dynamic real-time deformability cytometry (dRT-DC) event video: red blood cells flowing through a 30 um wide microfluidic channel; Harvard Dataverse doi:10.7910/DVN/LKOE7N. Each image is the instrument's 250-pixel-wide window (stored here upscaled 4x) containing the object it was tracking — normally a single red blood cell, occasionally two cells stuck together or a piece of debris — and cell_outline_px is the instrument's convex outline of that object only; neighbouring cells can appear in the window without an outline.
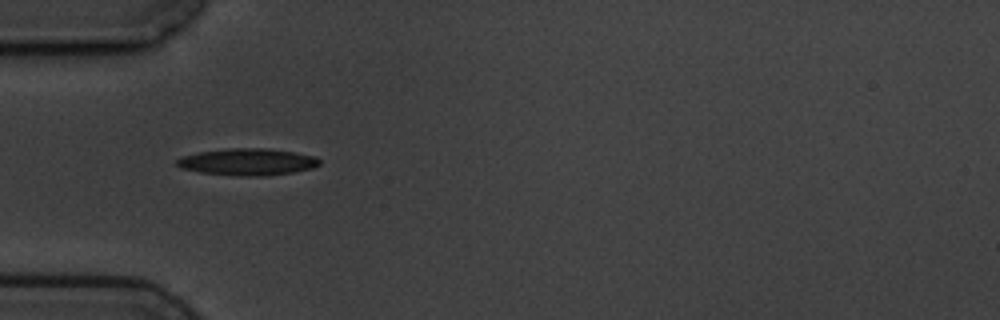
{"species": "common noctule bat (a hibernating species)", "species_latin": "Nyctalus noctula", "temperature_condition": "cold", "stored_images_in_passage": 2, "camera_frame_rate_fps": 3000, "um_per_image_px": 0.085, "animal": {"sex": "male", "body_mass_g": 19.5, "forearm_length_mm": 54.6}, "frame": {"image": 1, "passage_image": 1, "time_ms": 0.0, "image_size_px": [1000, 320], "cell_outline_px": [[320, 164], [312, 168], [292, 172], [268, 176], [236, 176], [200, 172], [180, 168], [176, 164], [176, 160], [180, 156], [200, 152], [228, 148], [268, 148], [296, 152], [316, 156], [320, 160]], "centroid_in_image_um": [21.04, 13.76], "position_along_channel_um": 64.0, "area_um2": 22.54}}
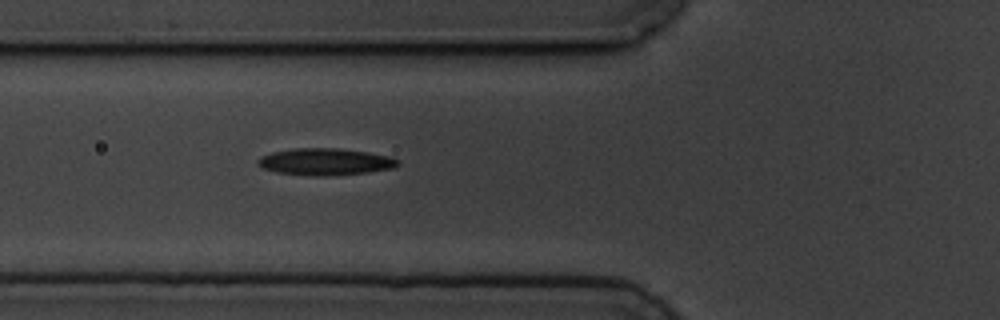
{"frame": {"image": 2, "passage_image": 2, "time_ms": 1.0, "image_size_px": [1000, 320], "cell_outline_px": [[400, 164], [392, 168], [368, 172], [324, 176], [312, 176], [276, 172], [260, 168], [256, 164], [256, 160], [260, 156], [272, 152], [296, 148], [336, 148], [368, 152], [392, 156], [400, 160]], "centroid_in_image_um": [27.62, 13.75], "position_along_channel_um": 98.2, "area_um2": 22.14}}